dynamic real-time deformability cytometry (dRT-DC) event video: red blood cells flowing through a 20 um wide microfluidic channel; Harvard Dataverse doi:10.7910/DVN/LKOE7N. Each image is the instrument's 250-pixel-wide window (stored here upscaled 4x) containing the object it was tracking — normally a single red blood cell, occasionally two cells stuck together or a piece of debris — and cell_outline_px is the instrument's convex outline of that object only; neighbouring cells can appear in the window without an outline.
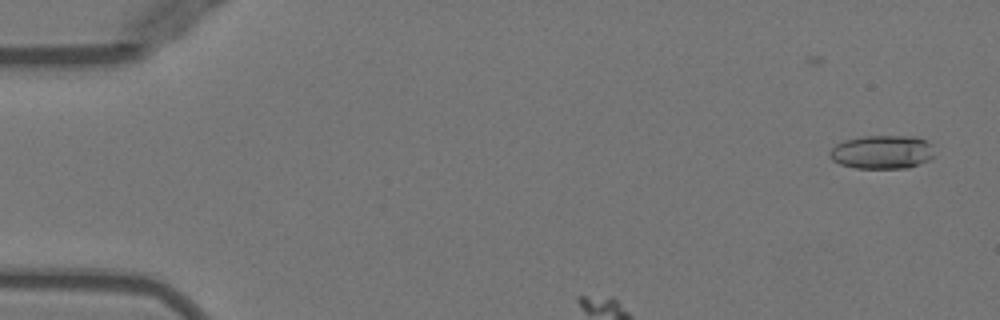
{"species": "Egyptian fruit bat (a non-hibernating species)", "species_latin": "Rousettus aegyptiacus", "temperature_condition": "warm", "stored_images_in_passage": 34, "camera_frame_rate_fps": 3000, "um_per_image_px": 0.085, "animal": {"sex": "female"}, "frame": {"image": 1, "passage_image": 3, "time_ms": 0.667, "image_size_px": [1000, 320], "cell_outline_px": [[932, 156], [928, 160], [908, 168], [856, 168], [840, 164], [832, 160], [828, 156], [828, 152], [836, 144], [844, 140], [864, 136], [916, 136], [932, 144]], "centroid_in_image_um": [74.94, 12.92], "position_along_channel_um": 10.1, "area_um2": 20.52}}